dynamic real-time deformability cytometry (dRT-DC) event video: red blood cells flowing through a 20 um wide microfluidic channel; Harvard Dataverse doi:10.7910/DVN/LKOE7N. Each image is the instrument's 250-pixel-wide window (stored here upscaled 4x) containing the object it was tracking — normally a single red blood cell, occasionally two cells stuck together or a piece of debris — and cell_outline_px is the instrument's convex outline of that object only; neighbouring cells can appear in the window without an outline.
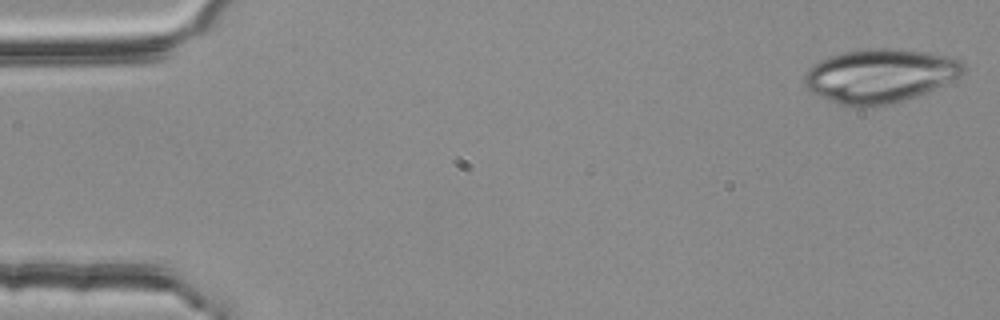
{"species": "common noctule bat (a hibernating species)", "species_latin": "Nyctalus noctula", "temperature_condition": "room temperature", "stored_images_in_passage": 53, "camera_frame_rate_fps": 3000, "um_per_image_px": 0.085, "animal": {"sex": "female", "body_mass_g": 25.1}, "frame": {"image": 1, "passage_image": 1, "time_ms": 0.0, "image_size_px": [1000, 320], "cell_outline_px": [[964, 72], [960, 76], [944, 84], [916, 96], [904, 100], [888, 104], [856, 108], [852, 108], [840, 104], [820, 96], [812, 92], [804, 84], [804, 76], [808, 68], [820, 60], [844, 52], [864, 48], [888, 48], [928, 52], [948, 56], [960, 60], [964, 64]], "centroid_in_image_um": [74.79, 6.44], "position_along_channel_um": 10.2, "area_um2": 49.71}}
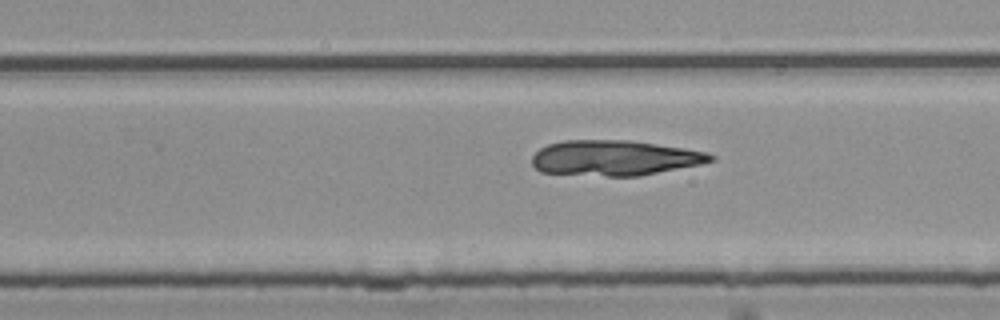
{"frame": {"image": 2, "passage_image": 33, "time_ms": 10.667, "image_size_px": [1000, 320], "cell_outline_px": [[716, 160], [700, 164], [640, 176], [608, 176], [540, 172], [532, 164], [532, 156], [540, 148], [548, 144], [564, 140], [628, 140], [684, 148], [708, 152], [716, 156]], "centroid_in_image_um": [52.25, 13.42], "position_along_channel_um": 277.5, "area_um2": 36.76}}
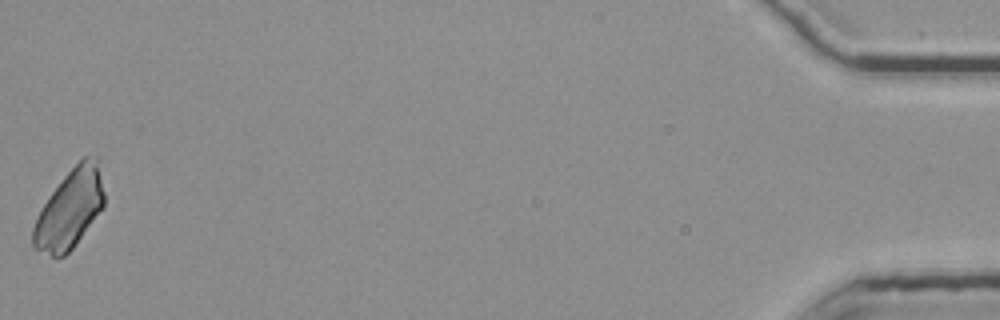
{"frame": {"image": 3, "passage_image": 53, "time_ms": 17.333, "image_size_px": [1000, 320], "cell_outline_px": [[104, 208], [72, 248], [64, 256], [52, 256], [32, 248], [32, 228], [36, 216], [52, 192], [64, 176], [84, 156], [96, 156], [104, 192]], "centroid_in_image_um": [5.92, 17.79], "position_along_channel_um": 429.3, "area_um2": 32.37}}